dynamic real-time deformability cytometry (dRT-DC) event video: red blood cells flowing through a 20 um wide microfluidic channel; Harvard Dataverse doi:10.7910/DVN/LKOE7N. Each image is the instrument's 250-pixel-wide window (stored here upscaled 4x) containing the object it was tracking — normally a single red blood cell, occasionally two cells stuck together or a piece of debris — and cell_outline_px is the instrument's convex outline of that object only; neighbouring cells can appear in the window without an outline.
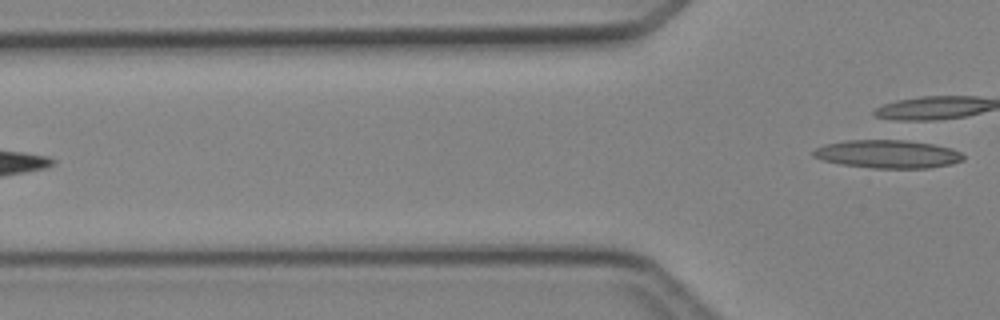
{"species": "Egyptian fruit bat (a non-hibernating species)", "species_latin": "Rousettus aegyptiacus", "temperature_condition": "cold", "stored_images_in_passage": 3, "camera_frame_rate_fps": 3000, "um_per_image_px": 0.085, "animal": {"sex": "female"}, "frame": {"image": 1, "passage_image": 3, "time_ms": 2.333, "image_size_px": [1000, 320], "cell_outline_px": [[964, 160], [952, 164], [928, 168], [872, 168], [840, 164], [824, 160], [812, 156], [812, 152], [816, 148], [828, 144], [844, 140], [896, 136], [952, 148], [960, 152], [964, 156]], "centroid_in_image_um": [75.49, 13.04], "position_along_channel_um": 50.3, "area_um2": 25.78}}